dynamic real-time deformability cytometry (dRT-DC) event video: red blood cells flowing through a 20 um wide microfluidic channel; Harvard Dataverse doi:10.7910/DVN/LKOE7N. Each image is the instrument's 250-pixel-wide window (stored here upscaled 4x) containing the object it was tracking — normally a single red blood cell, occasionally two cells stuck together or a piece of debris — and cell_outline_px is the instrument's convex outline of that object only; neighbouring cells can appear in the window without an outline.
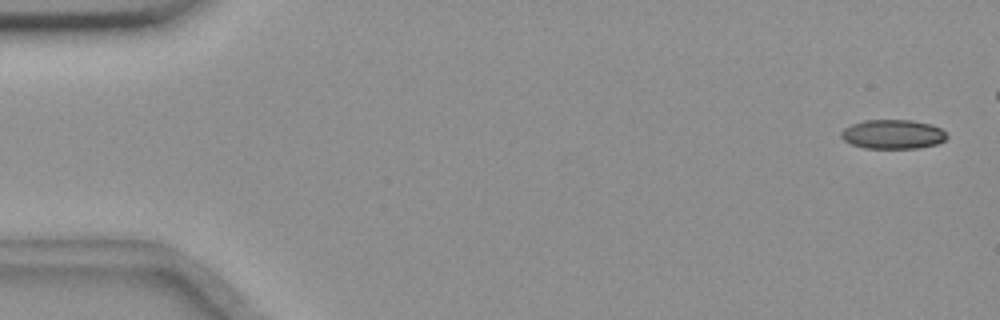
{"species": "common noctule bat (a hibernating species)", "species_latin": "Nyctalus noctula", "temperature_condition": "room temperature", "stored_images_in_passage": 3, "camera_frame_rate_fps": 3000, "um_per_image_px": 0.085, "animal": {"sex": "female", "body_mass_g": 18.4}, "frame": {"image": 1, "passage_image": 1, "time_ms": 0.0, "image_size_px": [1000, 320], "cell_outline_px": [[948, 136], [944, 140], [936, 144], [916, 148], [864, 148], [852, 144], [844, 140], [840, 136], [840, 132], [844, 128], [852, 124], [864, 120], [912, 120], [932, 124], [940, 128]], "centroid_in_image_um": [75.87, 11.4], "position_along_channel_um": 9.1, "area_um2": 17.98}}